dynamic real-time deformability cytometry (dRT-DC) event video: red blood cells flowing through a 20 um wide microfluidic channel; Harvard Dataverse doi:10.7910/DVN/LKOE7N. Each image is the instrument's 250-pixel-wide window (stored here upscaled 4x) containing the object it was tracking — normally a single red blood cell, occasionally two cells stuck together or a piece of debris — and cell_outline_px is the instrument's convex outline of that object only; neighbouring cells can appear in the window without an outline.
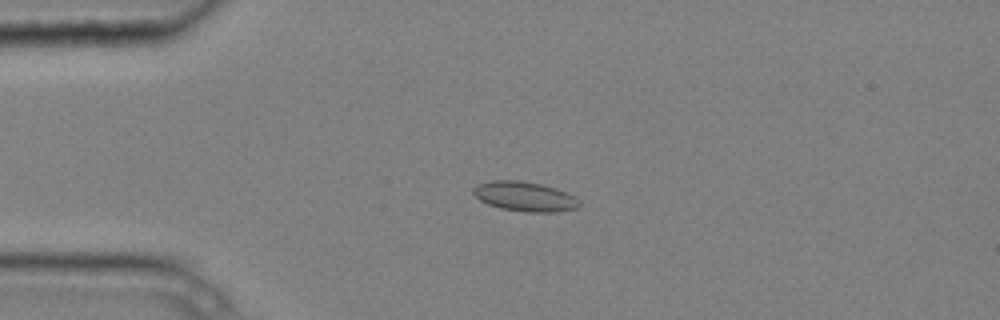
{"species": "common noctule bat (a hibernating species)", "species_latin": "Nyctalus noctula", "temperature_condition": "cold", "stored_images_in_passage": 4, "camera_frame_rate_fps": 3000, "um_per_image_px": 0.085, "animal": {"sex": "male", "body_mass_g": 20.4}, "frame": {"image": 1, "passage_image": 4, "time_ms": 1.0, "image_size_px": [1000, 320], "cell_outline_px": [[580, 204], [576, 208], [556, 212], [524, 212], [500, 208], [488, 204], [480, 200], [472, 192], [472, 188], [480, 184], [492, 180], [520, 180], [540, 184], [556, 188], [580, 200]], "centroid_in_image_um": [44.59, 16.7], "position_along_channel_um": 40.4, "area_um2": 18.21}}